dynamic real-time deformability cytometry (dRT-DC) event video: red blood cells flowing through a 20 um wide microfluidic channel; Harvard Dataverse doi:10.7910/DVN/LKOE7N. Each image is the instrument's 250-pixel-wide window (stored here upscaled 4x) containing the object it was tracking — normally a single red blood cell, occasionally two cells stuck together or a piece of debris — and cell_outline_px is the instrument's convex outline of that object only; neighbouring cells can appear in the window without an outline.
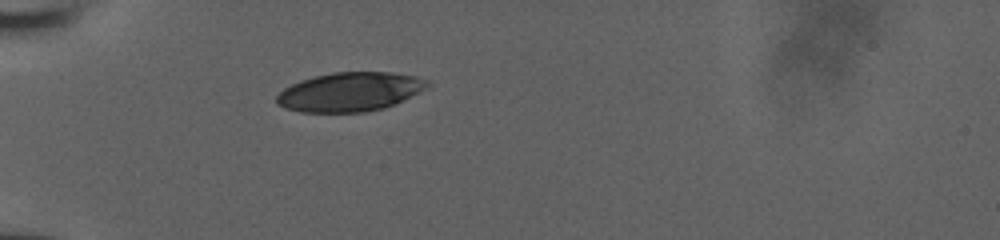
{"species": "human", "species_latin": "Homo sapiens", "temperature_condition": "room temperature", "stored_images_in_passage": 30, "camera_frame_rate_fps": 3000, "um_per_image_px": 0.085, "donor": {"sex": "male"}, "frame": {"image": 1, "passage_image": 1, "time_ms": 0.0, "image_size_px": [1000, 240], "cell_outline_px": [[432, 84], [384, 108], [364, 112], [300, 112], [284, 108], [276, 104], [276, 96], [284, 88], [300, 80], [332, 72], [392, 72], [416, 76], [428, 80]], "centroid_in_image_um": [29.69, 7.8], "position_along_channel_um": 55.3, "area_um2": 34.04}}
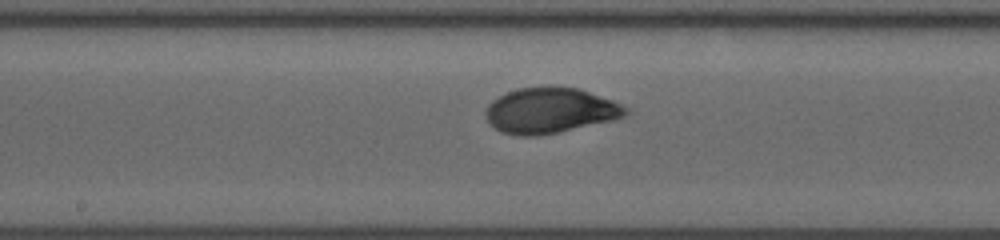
{"frame": {"image": 2, "passage_image": 13, "time_ms": 4.0, "image_size_px": [1000, 240], "cell_outline_px": [[628, 116], [612, 120], [556, 132], [536, 136], [520, 136], [504, 132], [496, 128], [488, 120], [484, 112], [488, 104], [492, 100], [508, 92], [520, 88], [548, 84], [580, 88], [612, 100], [628, 108]], "centroid_in_image_um": [46.77, 9.35], "position_along_channel_um": 201.4, "area_um2": 37.22}}
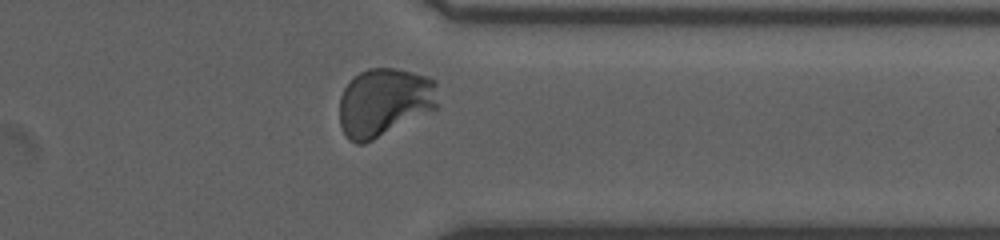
{"frame": {"image": 3, "passage_image": 26, "time_ms": 8.333, "image_size_px": [1000, 240], "cell_outline_px": [[436, 108], [364, 144], [356, 144], [348, 140], [340, 124], [340, 96], [344, 88], [352, 76], [368, 68], [396, 68], [428, 76], [436, 80]], "centroid_in_image_um": [32.63, 8.67], "position_along_channel_um": 378.8, "area_um2": 39.07}}